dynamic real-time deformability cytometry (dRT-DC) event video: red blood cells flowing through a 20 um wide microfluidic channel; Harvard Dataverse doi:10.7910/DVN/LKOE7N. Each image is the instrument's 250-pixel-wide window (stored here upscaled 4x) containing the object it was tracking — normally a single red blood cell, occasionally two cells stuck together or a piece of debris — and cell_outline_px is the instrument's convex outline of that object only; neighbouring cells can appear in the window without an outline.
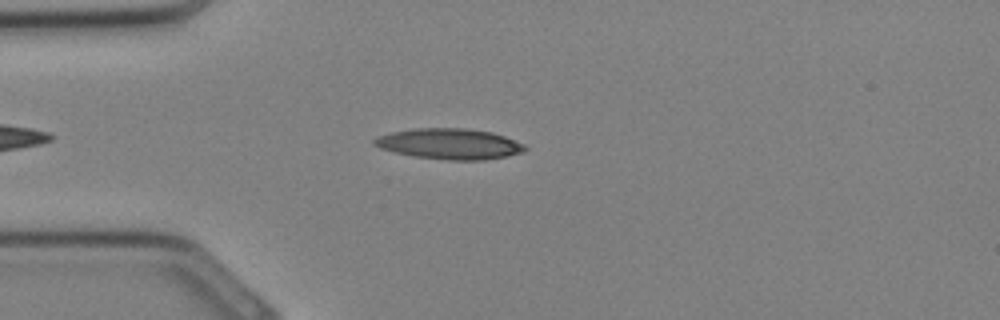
{"species": "Egyptian fruit bat (a non-hibernating species)", "species_latin": "Rousettus aegyptiacus", "temperature_condition": "cold", "stored_images_in_passage": 28, "camera_frame_rate_fps": 3000, "um_per_image_px": 0.085, "animal": {"sex": "female"}, "frame": {"image": 1, "passage_image": 4, "time_ms": 1.0, "image_size_px": [1000, 320], "cell_outline_px": [[528, 148], [524, 152], [508, 156], [484, 160], [448, 160], [416, 156], [396, 152], [380, 148], [372, 144], [372, 140], [376, 136], [392, 132], [416, 128], [464, 128], [492, 132], [504, 136], [524, 144]], "centroid_in_image_um": [38.22, 12.23], "position_along_channel_um": 46.8, "area_um2": 26.93}}
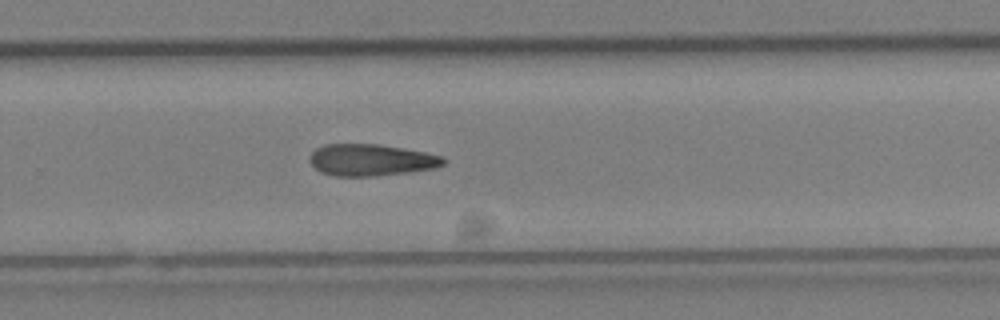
{"frame": {"image": 2, "passage_image": 17, "time_ms": 5.333, "image_size_px": [1000, 320], "cell_outline_px": [[444, 164], [432, 168], [408, 172], [376, 176], [332, 176], [320, 172], [308, 160], [308, 156], [316, 148], [324, 144], [380, 144], [424, 152], [444, 156]], "centroid_in_image_um": [31.49, 13.6], "position_along_channel_um": 298.3, "area_um2": 24.74}}
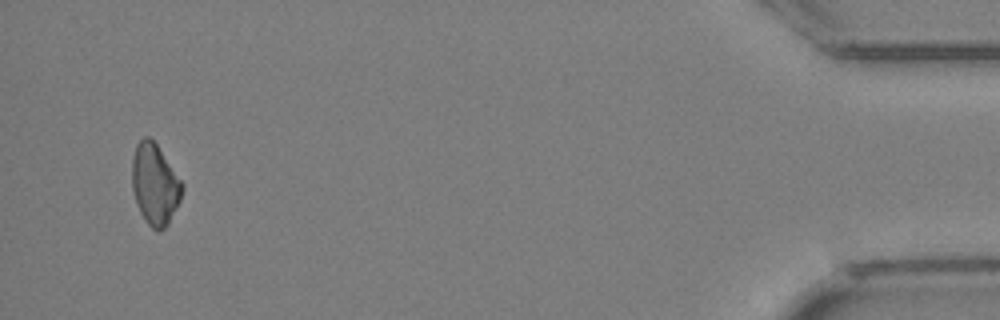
{"frame": {"image": 3, "passage_image": 27, "time_ms": 8.667, "image_size_px": [1000, 320], "cell_outline_px": [[184, 188], [180, 200], [168, 224], [160, 232], [156, 232], [148, 224], [140, 212], [136, 204], [132, 188], [132, 156], [136, 144], [144, 136], [148, 136], [156, 144], [184, 184]], "centroid_in_image_um": [13.15, 15.68], "position_along_channel_um": 422.0, "area_um2": 23.7}}